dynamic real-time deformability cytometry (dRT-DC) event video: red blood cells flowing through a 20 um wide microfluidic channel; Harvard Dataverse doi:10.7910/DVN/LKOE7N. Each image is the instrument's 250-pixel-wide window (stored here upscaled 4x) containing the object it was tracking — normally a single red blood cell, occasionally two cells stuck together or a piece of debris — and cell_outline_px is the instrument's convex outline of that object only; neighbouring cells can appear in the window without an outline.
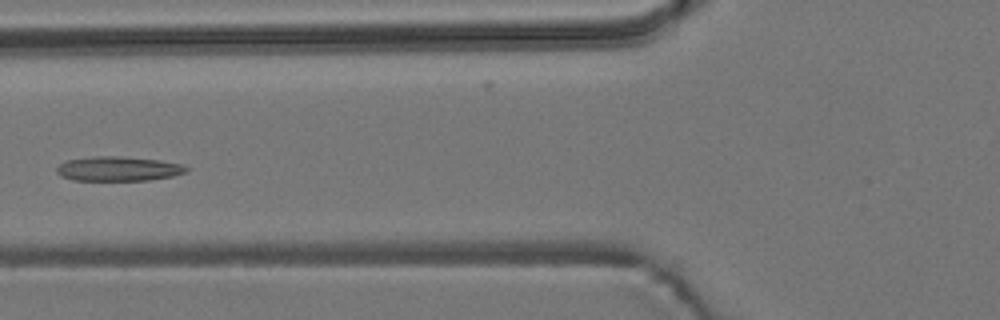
{"species": "common noctule bat (a hibernating species)", "species_latin": "Nyctalus noctula", "temperature_condition": "room temperature", "stored_images_in_passage": 7, "camera_frame_rate_fps": 3000, "um_per_image_px": 0.085, "animal": {"sex": "male", "body_mass_g": 19.2, "forearm_length_mm": 51.8}, "frame": {"image": 1, "passage_image": 4, "time_ms": 4.333, "image_size_px": [1000, 320], "cell_outline_px": [[188, 172], [172, 176], [152, 180], [72, 180], [60, 176], [56, 172], [56, 168], [64, 160], [96, 156], [120, 156], [160, 160], [180, 164], [188, 168]], "centroid_in_image_um": [10.03, 14.34], "position_along_channel_um": 115.8, "area_um2": 18.61}}
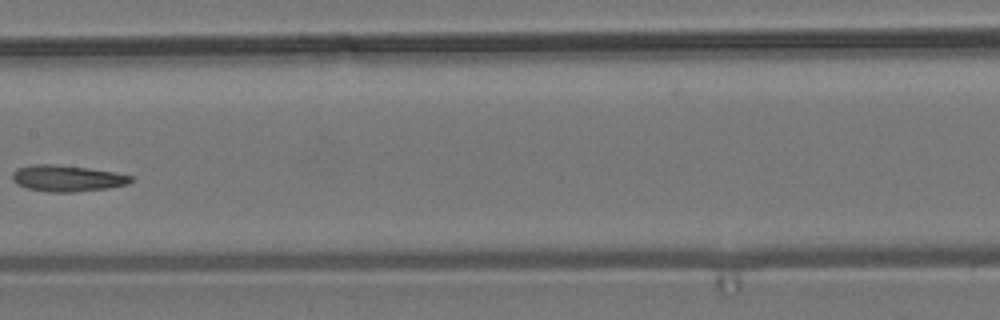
{"frame": {"image": 2, "passage_image": 6, "time_ms": 6.667, "image_size_px": [1000, 320], "cell_outline_px": [[132, 180], [128, 184], [108, 188], [76, 192], [48, 192], [28, 188], [16, 184], [12, 180], [12, 172], [16, 168], [32, 164], [56, 164], [88, 168], [116, 172], [132, 176]], "centroid_in_image_um": [5.68, 15.15], "position_along_channel_um": 201.7, "area_um2": 18.32}}
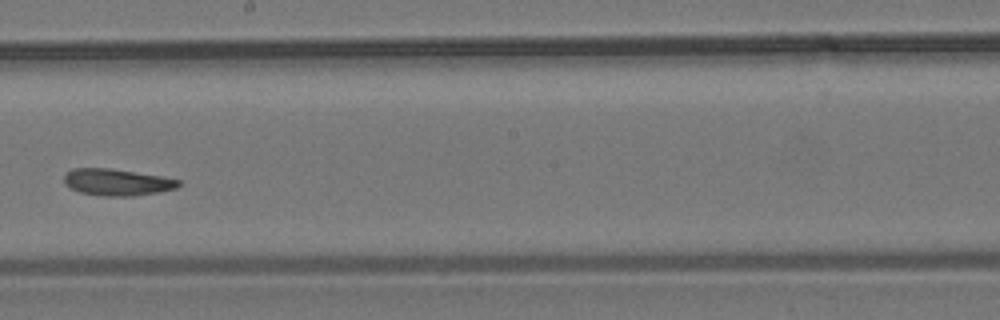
{"frame": {"image": 3, "passage_image": 7, "time_ms": 7.667, "image_size_px": [1000, 320], "cell_outline_px": [[180, 184], [176, 188], [160, 192], [132, 196], [104, 196], [80, 192], [64, 184], [64, 176], [72, 168], [108, 168], [160, 176], [180, 180]], "centroid_in_image_um": [9.94, 15.49], "position_along_channel_um": 238.3, "area_um2": 17.63}}